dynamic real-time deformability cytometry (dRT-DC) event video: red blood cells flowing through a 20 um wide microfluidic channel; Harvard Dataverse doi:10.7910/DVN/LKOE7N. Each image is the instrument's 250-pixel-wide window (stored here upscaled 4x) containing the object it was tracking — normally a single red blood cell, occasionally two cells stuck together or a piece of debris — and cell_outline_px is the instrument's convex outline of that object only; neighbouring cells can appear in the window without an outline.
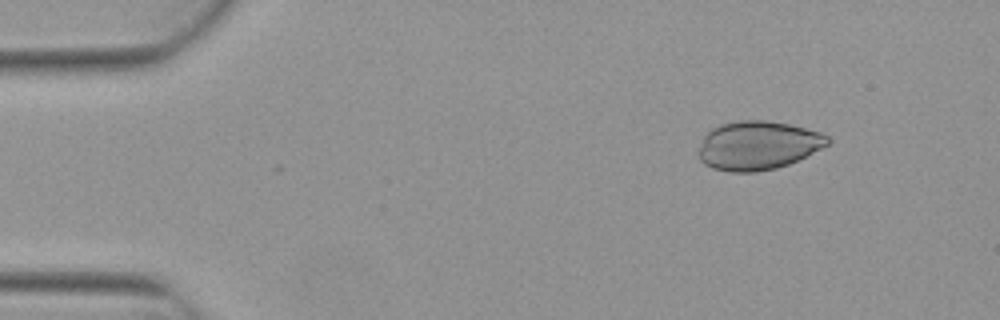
{"species": "Egyptian fruit bat (a non-hibernating species)", "species_latin": "Rousettus aegyptiacus", "temperature_condition": "warm", "stored_images_in_passage": 4, "camera_frame_rate_fps": 3000, "um_per_image_px": 0.085, "animal": {"sex": "female"}, "frame": {"image": 1, "passage_image": 2, "time_ms": 0.333, "image_size_px": [1000, 320], "cell_outline_px": [[832, 140], [828, 144], [788, 164], [776, 168], [756, 172], [728, 172], [712, 168], [704, 164], [700, 160], [700, 148], [704, 136], [712, 128], [720, 124], [740, 120], [768, 120], [788, 124], [820, 132], [828, 136]], "centroid_in_image_um": [64.4, 12.36], "position_along_channel_um": 20.6, "area_um2": 36.41}}